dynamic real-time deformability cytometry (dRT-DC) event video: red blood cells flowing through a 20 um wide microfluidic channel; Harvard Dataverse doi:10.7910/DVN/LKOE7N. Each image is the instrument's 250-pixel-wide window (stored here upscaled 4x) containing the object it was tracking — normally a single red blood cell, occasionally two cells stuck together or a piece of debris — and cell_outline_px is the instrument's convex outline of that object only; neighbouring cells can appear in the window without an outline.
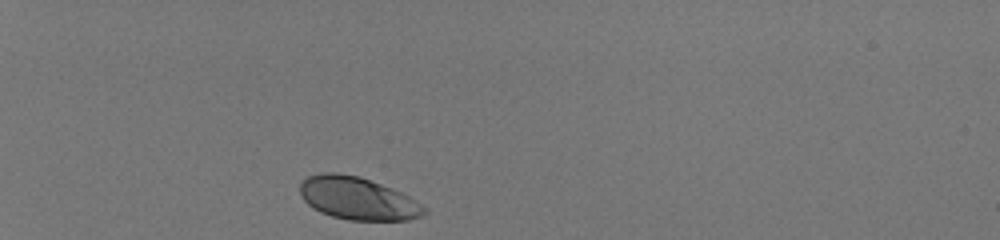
{"species": "human", "species_latin": "Homo sapiens", "temperature_condition": "room temperature", "stored_images_in_passage": 32, "camera_frame_rate_fps": 3000, "um_per_image_px": 0.085, "donor": {"sex": "male"}, "frame": {"image": 1, "passage_image": 1, "time_ms": 0.0, "image_size_px": [1000, 240], "cell_outline_px": [[428, 212], [424, 216], [408, 220], [348, 220], [332, 216], [320, 212], [312, 208], [300, 196], [300, 184], [308, 176], [320, 172], [336, 172], [360, 176], [400, 192], [408, 196], [428, 208]], "centroid_in_image_um": [30.4, 16.87], "position_along_channel_um": 54.6, "area_um2": 31.04}}
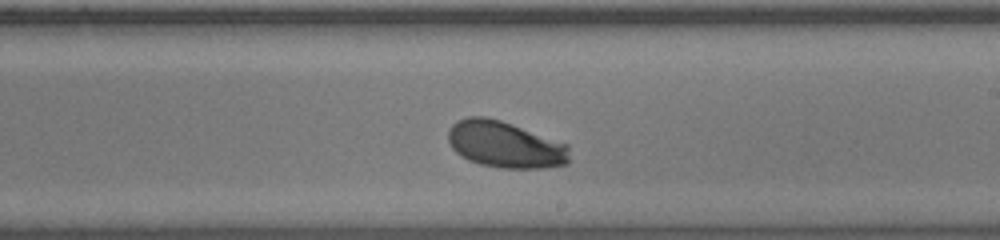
{"frame": {"image": 2, "passage_image": 19, "time_ms": 6.0, "image_size_px": [1000, 240], "cell_outline_px": [[568, 164], [544, 168], [500, 168], [480, 164], [468, 160], [460, 156], [452, 148], [448, 140], [448, 132], [452, 124], [468, 116], [484, 116], [500, 120], [512, 124], [568, 144]], "centroid_in_image_um": [42.91, 12.29], "position_along_channel_um": 246.1, "area_um2": 32.89}}
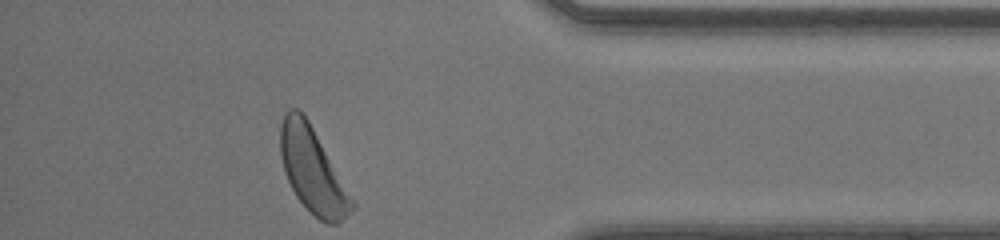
{"frame": {"image": 3, "passage_image": 32, "time_ms": 10.333, "image_size_px": [1000, 240], "cell_outline_px": [[356, 208], [336, 224], [328, 224], [320, 220], [296, 196], [284, 172], [280, 156], [280, 124], [288, 108], [296, 108], [308, 120], [356, 204]], "centroid_in_image_um": [26.56, 14.48], "position_along_channel_um": 408.6, "area_um2": 34.74}, "authors_computed_cell_mechanics": {"area_um2": 32.5703, "velocity_mm_per_s": 4.092, "shape_relaxation_time_tau1_ms": 2.0148, "shape_relaxation_time_tau2_ms": null, "deformation_change_tau1": 0.1374, "deformation_change_tau2": null}}